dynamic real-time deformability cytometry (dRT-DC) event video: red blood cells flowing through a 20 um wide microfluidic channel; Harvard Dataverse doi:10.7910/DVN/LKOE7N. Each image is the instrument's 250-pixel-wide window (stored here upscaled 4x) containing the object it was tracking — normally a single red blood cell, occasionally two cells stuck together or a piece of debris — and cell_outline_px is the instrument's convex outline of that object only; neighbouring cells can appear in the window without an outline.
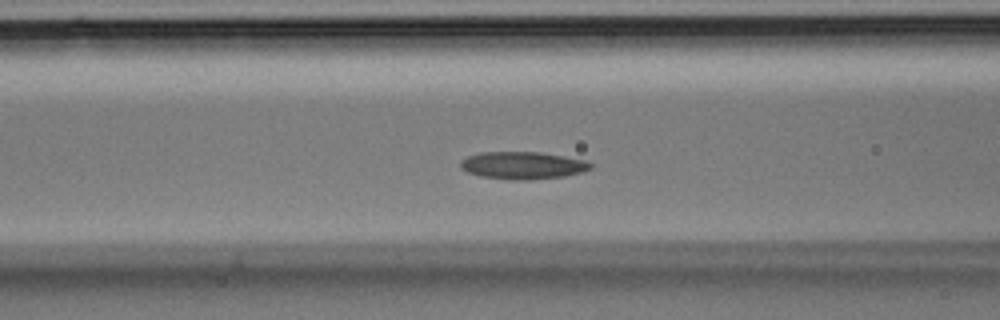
{"species": "Egyptian fruit bat (a non-hibernating species)", "species_latin": "Rousettus aegyptiacus", "temperature_condition": "room temperature", "stored_images_in_passage": 36, "camera_frame_rate_fps": 3000, "um_per_image_px": 0.085, "animal": {"sex": "male"}, "frame": {"image": 1, "passage_image": 15, "time_ms": 4.667, "image_size_px": [1000, 320], "cell_outline_px": [[592, 168], [584, 172], [564, 176], [528, 180], [508, 180], [480, 176], [468, 172], [460, 168], [460, 160], [468, 156], [480, 152], [540, 152], [588, 160], [592, 164]], "centroid_in_image_um": [44.45, 14.06], "position_along_channel_um": 122.2, "area_um2": 21.04}}
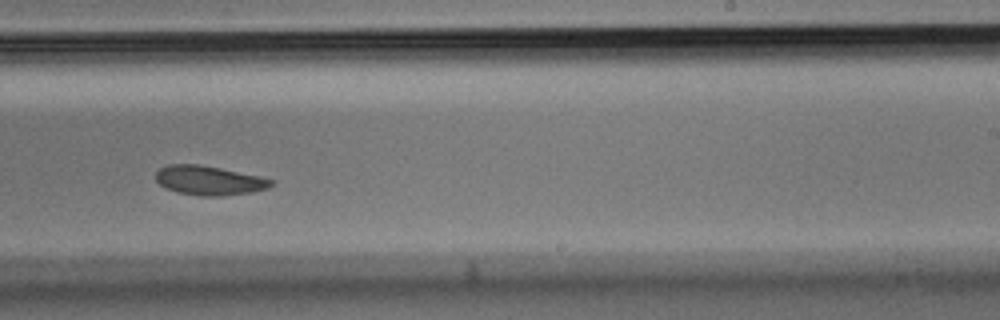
{"frame": {"image": 2, "passage_image": 23, "time_ms": 7.333, "image_size_px": [1000, 320], "cell_outline_px": [[276, 180], [268, 188], [252, 192], [224, 196], [200, 196], [176, 192], [164, 188], [156, 180], [156, 172], [160, 168], [168, 164], [200, 164], [260, 176]], "centroid_in_image_um": [17.77, 15.34], "position_along_channel_um": 271.2, "area_um2": 19.88}}
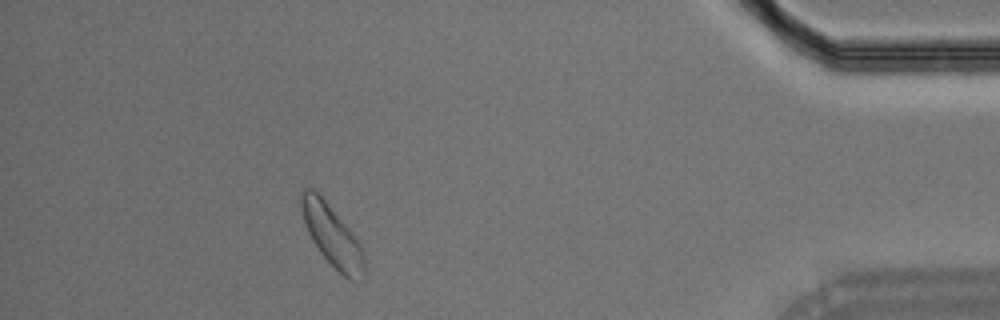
{"frame": {"image": 3, "passage_image": 33, "time_ms": 10.667, "image_size_px": [1000, 320], "cell_outline_px": [[364, 276], [352, 280], [348, 280], [320, 252], [312, 240], [308, 232], [304, 220], [300, 204], [300, 192], [304, 188], [312, 188], [320, 192], [352, 232], [360, 244], [364, 252]], "centroid_in_image_um": [28.21, 19.96], "position_along_channel_um": 407.0, "area_um2": 22.43}}